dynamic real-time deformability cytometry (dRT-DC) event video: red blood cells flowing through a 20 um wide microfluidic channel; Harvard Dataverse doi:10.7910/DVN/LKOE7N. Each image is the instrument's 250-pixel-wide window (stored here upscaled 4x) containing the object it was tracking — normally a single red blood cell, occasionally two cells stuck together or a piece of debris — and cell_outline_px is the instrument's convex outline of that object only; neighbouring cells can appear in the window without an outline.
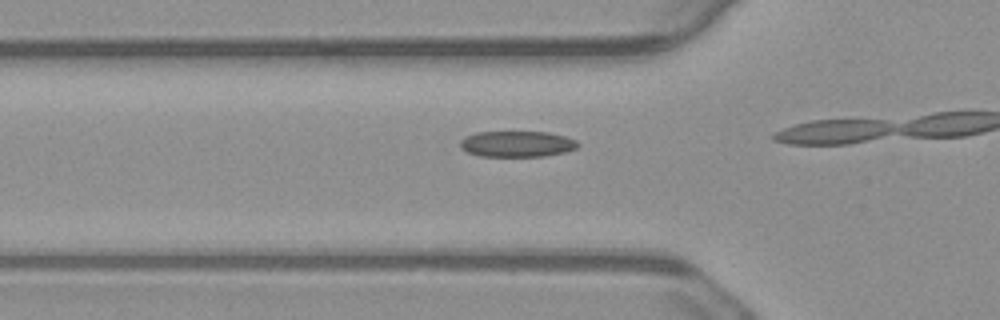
{"species": "common noctule bat (a hibernating species)", "species_latin": "Nyctalus noctula", "temperature_condition": "warm", "stored_images_in_passage": 16, "camera_frame_rate_fps": 3000, "um_per_image_px": 0.085, "animal": {"sex": "male", "body_mass_g": 23.1, "forearm_length_mm": 52.7}, "frame": {"image": 1, "passage_image": 14, "time_ms": 4.333, "image_size_px": [1000, 320], "cell_outline_px": [[580, 144], [576, 148], [564, 152], [544, 156], [480, 156], [468, 152], [460, 148], [460, 140], [476, 132], [548, 132], [564, 136], [576, 140]], "centroid_in_image_um": [43.95, 12.23], "position_along_channel_um": 81.9, "area_um2": 17.69}}